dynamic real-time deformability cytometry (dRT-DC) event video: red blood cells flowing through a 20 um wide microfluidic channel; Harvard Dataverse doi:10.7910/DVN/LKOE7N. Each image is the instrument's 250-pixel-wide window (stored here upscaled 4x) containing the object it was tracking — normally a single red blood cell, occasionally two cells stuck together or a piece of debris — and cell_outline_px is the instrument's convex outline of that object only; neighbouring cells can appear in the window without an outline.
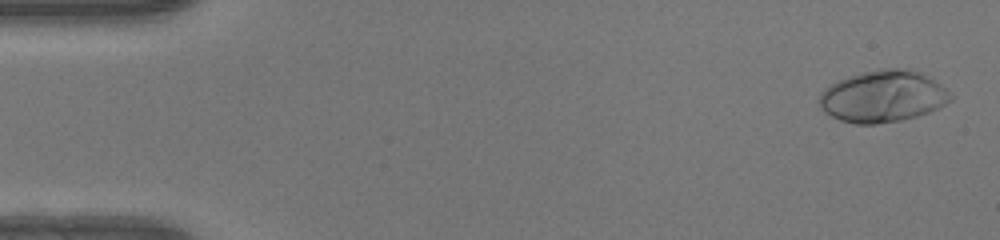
{"species": "human", "species_latin": "Homo sapiens", "temperature_condition": "warm", "stored_images_in_passage": 50, "camera_frame_rate_fps": 3000, "um_per_image_px": 0.085, "donor": {"sex": "female"}, "frame": {"image": 1, "passage_image": 2, "time_ms": 0.333, "image_size_px": [1000, 240], "cell_outline_px": [[956, 96], [952, 100], [928, 112], [916, 116], [900, 120], [876, 124], [856, 124], [840, 120], [824, 112], [820, 108], [820, 92], [832, 84], [840, 80], [864, 72], [880, 68], [908, 68], [920, 72], [940, 84]], "centroid_in_image_um": [75.07, 8.19], "position_along_channel_um": 9.9, "area_um2": 39.36}}
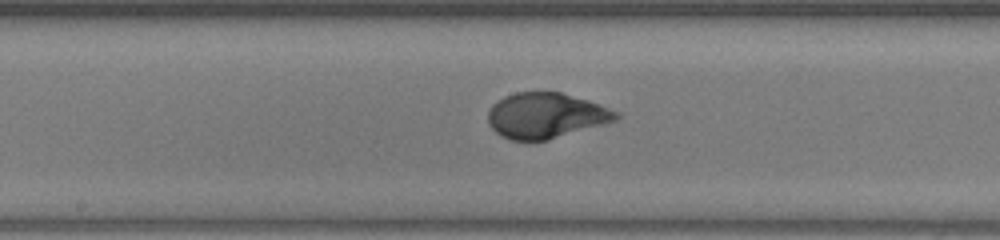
{"frame": {"image": 2, "passage_image": 26, "time_ms": 8.333, "image_size_px": [1000, 240], "cell_outline_px": [[620, 116], [616, 120], [604, 124], [548, 140], [512, 140], [496, 132], [488, 124], [488, 112], [492, 104], [504, 96], [516, 92], [560, 92], [588, 100], [600, 104], [620, 112]], "centroid_in_image_um": [46.41, 9.81], "position_along_channel_um": 201.8, "area_um2": 33.87}}
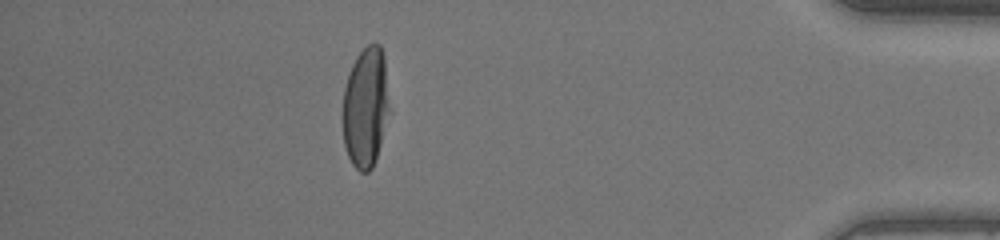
{"frame": {"image": 3, "passage_image": 44, "time_ms": 14.333, "image_size_px": [1000, 240], "cell_outline_px": [[388, 108], [380, 144], [372, 168], [368, 172], [360, 172], [352, 164], [348, 156], [344, 144], [344, 88], [352, 64], [356, 56], [368, 44], [380, 44], [384, 56], [388, 104]], "centroid_in_image_um": [31.06, 9.11], "position_along_channel_um": 404.1, "area_um2": 31.79}, "authors_computed_cell_mechanics": {"area_um2": 34.3043, "velocity_mm_per_s": 4.1917, "shape_relaxation_time_tau1_ms": 3.7382, "shape_relaxation_time_tau2_ms": null, "deformation_change_tau1": 0.2553, "deformation_change_tau2": null}}